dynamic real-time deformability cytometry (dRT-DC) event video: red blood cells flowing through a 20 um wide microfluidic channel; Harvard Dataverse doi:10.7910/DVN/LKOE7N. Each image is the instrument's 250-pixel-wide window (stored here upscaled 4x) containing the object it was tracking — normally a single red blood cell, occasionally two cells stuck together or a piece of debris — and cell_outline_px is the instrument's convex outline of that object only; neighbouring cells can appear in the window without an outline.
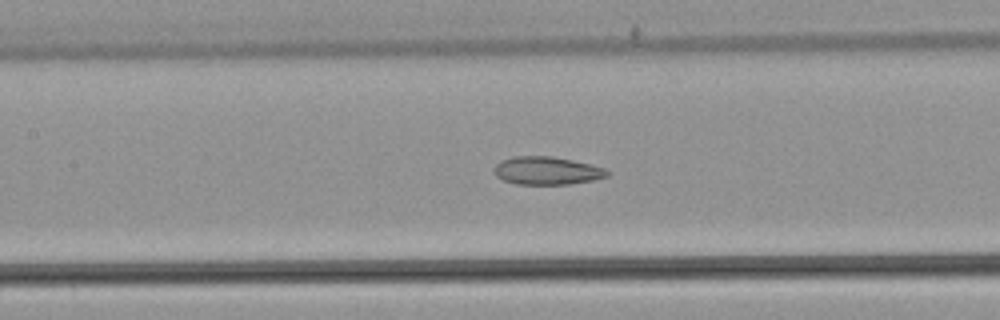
{"species": "common noctule bat (a hibernating species)", "species_latin": "Nyctalus noctula", "temperature_condition": "warm", "stored_images_in_passage": 30, "camera_frame_rate_fps": 3000, "um_per_image_px": 0.085, "animal": {"sex": "male", "body_mass_g": 21.5, "forearm_length_mm": 52.0}, "frame": {"image": 1, "passage_image": 26, "time_ms": 8.333, "image_size_px": [1000, 320], "cell_outline_px": [[612, 172], [608, 176], [592, 180], [568, 184], [516, 184], [504, 180], [496, 176], [492, 168], [500, 160], [512, 156], [552, 156], [592, 164], [604, 168]], "centroid_in_image_um": [46.47, 14.5], "position_along_channel_um": 160.9, "area_um2": 18.61}}
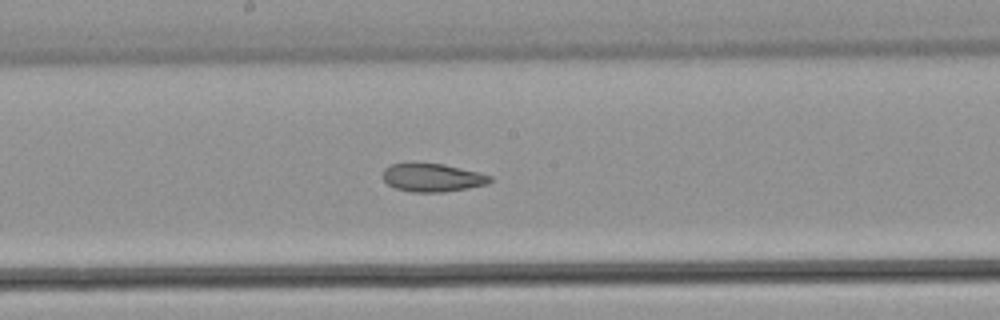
{"frame": {"image": 2, "passage_image": 30, "time_ms": 9.667, "image_size_px": [1000, 320], "cell_outline_px": [[492, 180], [488, 184], [468, 188], [444, 192], [412, 192], [396, 188], [388, 184], [380, 176], [384, 168], [392, 164], [444, 164], [480, 172], [492, 176]], "centroid_in_image_um": [36.77, 15.1], "position_along_channel_um": 211.4, "area_um2": 17.63}}